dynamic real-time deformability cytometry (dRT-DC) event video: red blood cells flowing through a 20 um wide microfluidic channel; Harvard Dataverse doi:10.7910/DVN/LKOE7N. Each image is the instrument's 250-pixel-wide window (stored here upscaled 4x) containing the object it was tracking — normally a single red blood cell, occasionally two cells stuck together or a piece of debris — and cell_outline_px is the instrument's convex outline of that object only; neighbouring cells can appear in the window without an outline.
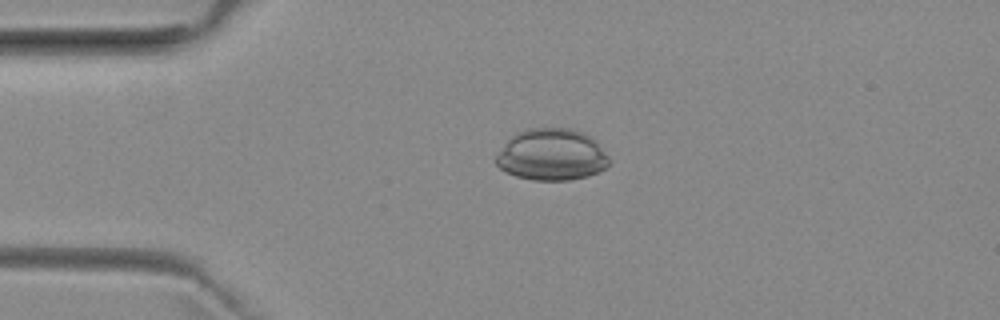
{"species": "common noctule bat (a hibernating species)", "species_latin": "Nyctalus noctula", "temperature_condition": "room temperature", "stored_images_in_passage": 35, "camera_frame_rate_fps": 3000, "um_per_image_px": 0.085, "animal": {"sex": "female", "body_mass_g": 29.2, "forearm_length_mm": 56.3}, "frame": {"image": 1, "passage_image": 1, "time_ms": 0.0, "image_size_px": [1000, 320], "cell_outline_px": [[608, 164], [604, 168], [588, 176], [568, 180], [532, 180], [516, 176], [500, 168], [496, 164], [496, 156], [504, 144], [516, 132], [528, 128], [572, 128], [596, 140], [608, 156]], "centroid_in_image_um": [46.88, 13.15], "position_along_channel_um": 38.1, "area_um2": 33.81}}
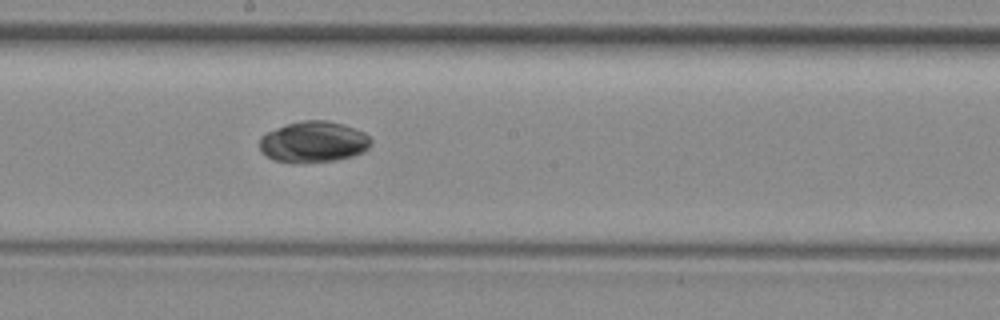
{"frame": {"image": 2, "passage_image": 17, "time_ms": 5.333, "image_size_px": [1000, 320], "cell_outline_px": [[372, 140], [368, 148], [364, 152], [352, 156], [336, 160], [272, 160], [260, 152], [260, 136], [268, 132], [288, 124], [304, 120], [328, 120], [344, 124], [364, 132]], "centroid_in_image_um": [26.67, 12.02], "position_along_channel_um": 221.5, "area_um2": 26.01}}
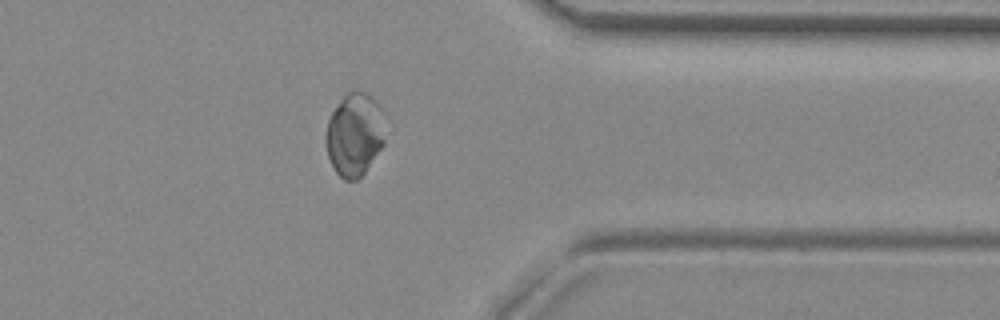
{"frame": {"image": 3, "passage_image": 30, "time_ms": 9.667, "image_size_px": [1000, 320], "cell_outline_px": [[384, 144], [364, 172], [356, 180], [344, 180], [336, 172], [328, 156], [328, 120], [332, 112], [344, 96], [352, 88], [356, 88], [364, 92], [380, 108], [384, 140]], "centroid_in_image_um": [30.13, 11.43], "position_along_channel_um": 381.3, "area_um2": 27.69}}